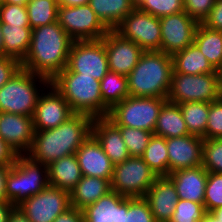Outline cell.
I'll return each mask as SVG.
<instances>
[{"mask_svg": "<svg viewBox=\"0 0 222 222\" xmlns=\"http://www.w3.org/2000/svg\"><path fill=\"white\" fill-rule=\"evenodd\" d=\"M10 166L0 165V201H6V178Z\"/></svg>", "mask_w": 222, "mask_h": 222, "instance_id": "48", "label": "cell"}, {"mask_svg": "<svg viewBox=\"0 0 222 222\" xmlns=\"http://www.w3.org/2000/svg\"><path fill=\"white\" fill-rule=\"evenodd\" d=\"M125 222H156L148 201L144 197L128 198V211Z\"/></svg>", "mask_w": 222, "mask_h": 222, "instance_id": "40", "label": "cell"}, {"mask_svg": "<svg viewBox=\"0 0 222 222\" xmlns=\"http://www.w3.org/2000/svg\"><path fill=\"white\" fill-rule=\"evenodd\" d=\"M53 222H84L83 212L80 209L71 207L58 215Z\"/></svg>", "mask_w": 222, "mask_h": 222, "instance_id": "47", "label": "cell"}, {"mask_svg": "<svg viewBox=\"0 0 222 222\" xmlns=\"http://www.w3.org/2000/svg\"><path fill=\"white\" fill-rule=\"evenodd\" d=\"M222 138V96L209 103L205 139Z\"/></svg>", "mask_w": 222, "mask_h": 222, "instance_id": "42", "label": "cell"}, {"mask_svg": "<svg viewBox=\"0 0 222 222\" xmlns=\"http://www.w3.org/2000/svg\"><path fill=\"white\" fill-rule=\"evenodd\" d=\"M111 181L100 177L82 176L81 180L70 192L71 207L83 210L108 194Z\"/></svg>", "mask_w": 222, "mask_h": 222, "instance_id": "24", "label": "cell"}, {"mask_svg": "<svg viewBox=\"0 0 222 222\" xmlns=\"http://www.w3.org/2000/svg\"><path fill=\"white\" fill-rule=\"evenodd\" d=\"M215 218L222 222V207L209 211Z\"/></svg>", "mask_w": 222, "mask_h": 222, "instance_id": "54", "label": "cell"}, {"mask_svg": "<svg viewBox=\"0 0 222 222\" xmlns=\"http://www.w3.org/2000/svg\"><path fill=\"white\" fill-rule=\"evenodd\" d=\"M202 25L213 31H222V0H216Z\"/></svg>", "mask_w": 222, "mask_h": 222, "instance_id": "45", "label": "cell"}, {"mask_svg": "<svg viewBox=\"0 0 222 222\" xmlns=\"http://www.w3.org/2000/svg\"><path fill=\"white\" fill-rule=\"evenodd\" d=\"M222 96V73H173L167 100L172 103H211Z\"/></svg>", "mask_w": 222, "mask_h": 222, "instance_id": "7", "label": "cell"}, {"mask_svg": "<svg viewBox=\"0 0 222 222\" xmlns=\"http://www.w3.org/2000/svg\"><path fill=\"white\" fill-rule=\"evenodd\" d=\"M49 185L68 191L81 180L82 173L74 154L64 156L48 165Z\"/></svg>", "mask_w": 222, "mask_h": 222, "instance_id": "25", "label": "cell"}, {"mask_svg": "<svg viewBox=\"0 0 222 222\" xmlns=\"http://www.w3.org/2000/svg\"><path fill=\"white\" fill-rule=\"evenodd\" d=\"M173 71L172 55L144 51L127 76L129 96L167 98Z\"/></svg>", "mask_w": 222, "mask_h": 222, "instance_id": "3", "label": "cell"}, {"mask_svg": "<svg viewBox=\"0 0 222 222\" xmlns=\"http://www.w3.org/2000/svg\"><path fill=\"white\" fill-rule=\"evenodd\" d=\"M198 23L183 11L160 17V51L173 55L194 42Z\"/></svg>", "mask_w": 222, "mask_h": 222, "instance_id": "14", "label": "cell"}, {"mask_svg": "<svg viewBox=\"0 0 222 222\" xmlns=\"http://www.w3.org/2000/svg\"><path fill=\"white\" fill-rule=\"evenodd\" d=\"M104 44L110 72L126 77L144 52L135 42L122 37L115 30H109L104 36Z\"/></svg>", "mask_w": 222, "mask_h": 222, "instance_id": "16", "label": "cell"}, {"mask_svg": "<svg viewBox=\"0 0 222 222\" xmlns=\"http://www.w3.org/2000/svg\"><path fill=\"white\" fill-rule=\"evenodd\" d=\"M16 157L15 151L0 137V165L11 166Z\"/></svg>", "mask_w": 222, "mask_h": 222, "instance_id": "46", "label": "cell"}, {"mask_svg": "<svg viewBox=\"0 0 222 222\" xmlns=\"http://www.w3.org/2000/svg\"><path fill=\"white\" fill-rule=\"evenodd\" d=\"M136 8L155 17L184 11V0H136Z\"/></svg>", "mask_w": 222, "mask_h": 222, "instance_id": "36", "label": "cell"}, {"mask_svg": "<svg viewBox=\"0 0 222 222\" xmlns=\"http://www.w3.org/2000/svg\"><path fill=\"white\" fill-rule=\"evenodd\" d=\"M29 0H3V3L26 6Z\"/></svg>", "mask_w": 222, "mask_h": 222, "instance_id": "52", "label": "cell"}, {"mask_svg": "<svg viewBox=\"0 0 222 222\" xmlns=\"http://www.w3.org/2000/svg\"><path fill=\"white\" fill-rule=\"evenodd\" d=\"M90 0H62L58 6L76 7L82 5H88Z\"/></svg>", "mask_w": 222, "mask_h": 222, "instance_id": "51", "label": "cell"}, {"mask_svg": "<svg viewBox=\"0 0 222 222\" xmlns=\"http://www.w3.org/2000/svg\"><path fill=\"white\" fill-rule=\"evenodd\" d=\"M7 222H30L20 208L14 207L8 216Z\"/></svg>", "mask_w": 222, "mask_h": 222, "instance_id": "49", "label": "cell"}, {"mask_svg": "<svg viewBox=\"0 0 222 222\" xmlns=\"http://www.w3.org/2000/svg\"><path fill=\"white\" fill-rule=\"evenodd\" d=\"M173 73L197 75L206 73H222L217 71L207 60L198 46L193 42L184 50L172 55Z\"/></svg>", "mask_w": 222, "mask_h": 222, "instance_id": "26", "label": "cell"}, {"mask_svg": "<svg viewBox=\"0 0 222 222\" xmlns=\"http://www.w3.org/2000/svg\"><path fill=\"white\" fill-rule=\"evenodd\" d=\"M66 68L101 81L110 71L104 37L100 40L74 41Z\"/></svg>", "mask_w": 222, "mask_h": 222, "instance_id": "11", "label": "cell"}, {"mask_svg": "<svg viewBox=\"0 0 222 222\" xmlns=\"http://www.w3.org/2000/svg\"><path fill=\"white\" fill-rule=\"evenodd\" d=\"M216 0H184V11L198 24L208 17Z\"/></svg>", "mask_w": 222, "mask_h": 222, "instance_id": "43", "label": "cell"}, {"mask_svg": "<svg viewBox=\"0 0 222 222\" xmlns=\"http://www.w3.org/2000/svg\"><path fill=\"white\" fill-rule=\"evenodd\" d=\"M14 206L8 201H0V222H7Z\"/></svg>", "mask_w": 222, "mask_h": 222, "instance_id": "50", "label": "cell"}, {"mask_svg": "<svg viewBox=\"0 0 222 222\" xmlns=\"http://www.w3.org/2000/svg\"><path fill=\"white\" fill-rule=\"evenodd\" d=\"M204 139L195 135L166 138L168 175L177 170L202 165Z\"/></svg>", "mask_w": 222, "mask_h": 222, "instance_id": "17", "label": "cell"}, {"mask_svg": "<svg viewBox=\"0 0 222 222\" xmlns=\"http://www.w3.org/2000/svg\"><path fill=\"white\" fill-rule=\"evenodd\" d=\"M157 177L142 157L130 156L114 165L111 189L128 198L144 197Z\"/></svg>", "mask_w": 222, "mask_h": 222, "instance_id": "9", "label": "cell"}, {"mask_svg": "<svg viewBox=\"0 0 222 222\" xmlns=\"http://www.w3.org/2000/svg\"><path fill=\"white\" fill-rule=\"evenodd\" d=\"M4 39V56L23 62L30 46L32 28L30 26H9L1 24Z\"/></svg>", "mask_w": 222, "mask_h": 222, "instance_id": "29", "label": "cell"}, {"mask_svg": "<svg viewBox=\"0 0 222 222\" xmlns=\"http://www.w3.org/2000/svg\"><path fill=\"white\" fill-rule=\"evenodd\" d=\"M0 22L9 26H30L26 6L1 4Z\"/></svg>", "mask_w": 222, "mask_h": 222, "instance_id": "41", "label": "cell"}, {"mask_svg": "<svg viewBox=\"0 0 222 222\" xmlns=\"http://www.w3.org/2000/svg\"><path fill=\"white\" fill-rule=\"evenodd\" d=\"M26 9L32 29L57 22L58 4L54 0H29Z\"/></svg>", "mask_w": 222, "mask_h": 222, "instance_id": "34", "label": "cell"}, {"mask_svg": "<svg viewBox=\"0 0 222 222\" xmlns=\"http://www.w3.org/2000/svg\"><path fill=\"white\" fill-rule=\"evenodd\" d=\"M166 101L167 98L128 96L109 111L107 118L116 126L154 133L160 109Z\"/></svg>", "mask_w": 222, "mask_h": 222, "instance_id": "8", "label": "cell"}, {"mask_svg": "<svg viewBox=\"0 0 222 222\" xmlns=\"http://www.w3.org/2000/svg\"><path fill=\"white\" fill-rule=\"evenodd\" d=\"M57 4H59L62 0H54Z\"/></svg>", "mask_w": 222, "mask_h": 222, "instance_id": "56", "label": "cell"}, {"mask_svg": "<svg viewBox=\"0 0 222 222\" xmlns=\"http://www.w3.org/2000/svg\"><path fill=\"white\" fill-rule=\"evenodd\" d=\"M18 208L30 222H53L58 215L71 208L70 193L49 185Z\"/></svg>", "mask_w": 222, "mask_h": 222, "instance_id": "13", "label": "cell"}, {"mask_svg": "<svg viewBox=\"0 0 222 222\" xmlns=\"http://www.w3.org/2000/svg\"><path fill=\"white\" fill-rule=\"evenodd\" d=\"M122 37L135 42L144 51H160V18L136 7L114 29Z\"/></svg>", "mask_w": 222, "mask_h": 222, "instance_id": "12", "label": "cell"}, {"mask_svg": "<svg viewBox=\"0 0 222 222\" xmlns=\"http://www.w3.org/2000/svg\"><path fill=\"white\" fill-rule=\"evenodd\" d=\"M194 43L211 65L222 72V31H213L198 24L194 34Z\"/></svg>", "mask_w": 222, "mask_h": 222, "instance_id": "30", "label": "cell"}, {"mask_svg": "<svg viewBox=\"0 0 222 222\" xmlns=\"http://www.w3.org/2000/svg\"><path fill=\"white\" fill-rule=\"evenodd\" d=\"M21 68V63L11 57L0 56V88Z\"/></svg>", "mask_w": 222, "mask_h": 222, "instance_id": "44", "label": "cell"}, {"mask_svg": "<svg viewBox=\"0 0 222 222\" xmlns=\"http://www.w3.org/2000/svg\"><path fill=\"white\" fill-rule=\"evenodd\" d=\"M50 84L63 96L74 113L93 118L103 117L100 81L82 73L70 72L66 67Z\"/></svg>", "mask_w": 222, "mask_h": 222, "instance_id": "4", "label": "cell"}, {"mask_svg": "<svg viewBox=\"0 0 222 222\" xmlns=\"http://www.w3.org/2000/svg\"><path fill=\"white\" fill-rule=\"evenodd\" d=\"M144 198L156 222H169L179 200L174 183L167 176L157 177Z\"/></svg>", "mask_w": 222, "mask_h": 222, "instance_id": "20", "label": "cell"}, {"mask_svg": "<svg viewBox=\"0 0 222 222\" xmlns=\"http://www.w3.org/2000/svg\"><path fill=\"white\" fill-rule=\"evenodd\" d=\"M153 134L165 139L189 135L179 104L168 100L163 104Z\"/></svg>", "mask_w": 222, "mask_h": 222, "instance_id": "27", "label": "cell"}, {"mask_svg": "<svg viewBox=\"0 0 222 222\" xmlns=\"http://www.w3.org/2000/svg\"><path fill=\"white\" fill-rule=\"evenodd\" d=\"M202 166L207 172L222 174V138L204 139Z\"/></svg>", "mask_w": 222, "mask_h": 222, "instance_id": "37", "label": "cell"}, {"mask_svg": "<svg viewBox=\"0 0 222 222\" xmlns=\"http://www.w3.org/2000/svg\"><path fill=\"white\" fill-rule=\"evenodd\" d=\"M200 222H220L210 212H206L204 218Z\"/></svg>", "mask_w": 222, "mask_h": 222, "instance_id": "53", "label": "cell"}, {"mask_svg": "<svg viewBox=\"0 0 222 222\" xmlns=\"http://www.w3.org/2000/svg\"><path fill=\"white\" fill-rule=\"evenodd\" d=\"M117 127L120 129L129 155L141 157L144 154L146 147L148 146L153 132L127 126Z\"/></svg>", "mask_w": 222, "mask_h": 222, "instance_id": "35", "label": "cell"}, {"mask_svg": "<svg viewBox=\"0 0 222 222\" xmlns=\"http://www.w3.org/2000/svg\"><path fill=\"white\" fill-rule=\"evenodd\" d=\"M92 135L114 165L130 157L120 129L107 117L94 118Z\"/></svg>", "mask_w": 222, "mask_h": 222, "instance_id": "22", "label": "cell"}, {"mask_svg": "<svg viewBox=\"0 0 222 222\" xmlns=\"http://www.w3.org/2000/svg\"><path fill=\"white\" fill-rule=\"evenodd\" d=\"M33 117L0 112V137L17 155H25L34 140Z\"/></svg>", "mask_w": 222, "mask_h": 222, "instance_id": "18", "label": "cell"}, {"mask_svg": "<svg viewBox=\"0 0 222 222\" xmlns=\"http://www.w3.org/2000/svg\"><path fill=\"white\" fill-rule=\"evenodd\" d=\"M179 106L189 134L205 139L209 103L183 102Z\"/></svg>", "mask_w": 222, "mask_h": 222, "instance_id": "32", "label": "cell"}, {"mask_svg": "<svg viewBox=\"0 0 222 222\" xmlns=\"http://www.w3.org/2000/svg\"><path fill=\"white\" fill-rule=\"evenodd\" d=\"M206 214L200 203L179 199L169 222H200Z\"/></svg>", "mask_w": 222, "mask_h": 222, "instance_id": "38", "label": "cell"}, {"mask_svg": "<svg viewBox=\"0 0 222 222\" xmlns=\"http://www.w3.org/2000/svg\"><path fill=\"white\" fill-rule=\"evenodd\" d=\"M93 120L87 114L75 113L54 129L35 131L31 148L25 155L48 166L59 158L74 154L92 134Z\"/></svg>", "mask_w": 222, "mask_h": 222, "instance_id": "2", "label": "cell"}, {"mask_svg": "<svg viewBox=\"0 0 222 222\" xmlns=\"http://www.w3.org/2000/svg\"><path fill=\"white\" fill-rule=\"evenodd\" d=\"M82 176L112 180L114 164L91 134L75 152Z\"/></svg>", "mask_w": 222, "mask_h": 222, "instance_id": "19", "label": "cell"}, {"mask_svg": "<svg viewBox=\"0 0 222 222\" xmlns=\"http://www.w3.org/2000/svg\"><path fill=\"white\" fill-rule=\"evenodd\" d=\"M0 56H4V39L1 32V22H0Z\"/></svg>", "mask_w": 222, "mask_h": 222, "instance_id": "55", "label": "cell"}, {"mask_svg": "<svg viewBox=\"0 0 222 222\" xmlns=\"http://www.w3.org/2000/svg\"><path fill=\"white\" fill-rule=\"evenodd\" d=\"M89 5L101 22L114 30L136 7V0H90Z\"/></svg>", "mask_w": 222, "mask_h": 222, "instance_id": "28", "label": "cell"}, {"mask_svg": "<svg viewBox=\"0 0 222 222\" xmlns=\"http://www.w3.org/2000/svg\"><path fill=\"white\" fill-rule=\"evenodd\" d=\"M57 21L74 41L100 40L109 32L89 4L58 6Z\"/></svg>", "mask_w": 222, "mask_h": 222, "instance_id": "10", "label": "cell"}, {"mask_svg": "<svg viewBox=\"0 0 222 222\" xmlns=\"http://www.w3.org/2000/svg\"><path fill=\"white\" fill-rule=\"evenodd\" d=\"M38 84L40 87L43 86V91L50 81L21 67L0 88V112L33 117L37 99L41 94Z\"/></svg>", "mask_w": 222, "mask_h": 222, "instance_id": "5", "label": "cell"}, {"mask_svg": "<svg viewBox=\"0 0 222 222\" xmlns=\"http://www.w3.org/2000/svg\"><path fill=\"white\" fill-rule=\"evenodd\" d=\"M141 157L158 177L168 176V153L164 137L153 134Z\"/></svg>", "mask_w": 222, "mask_h": 222, "instance_id": "33", "label": "cell"}, {"mask_svg": "<svg viewBox=\"0 0 222 222\" xmlns=\"http://www.w3.org/2000/svg\"><path fill=\"white\" fill-rule=\"evenodd\" d=\"M73 42L58 21L35 27L21 67L51 81L67 66Z\"/></svg>", "mask_w": 222, "mask_h": 222, "instance_id": "1", "label": "cell"}, {"mask_svg": "<svg viewBox=\"0 0 222 222\" xmlns=\"http://www.w3.org/2000/svg\"><path fill=\"white\" fill-rule=\"evenodd\" d=\"M47 93H41L37 99L33 125L35 131L50 130L66 122L75 113L63 96L52 84L46 86ZM49 92H48V90Z\"/></svg>", "mask_w": 222, "mask_h": 222, "instance_id": "15", "label": "cell"}, {"mask_svg": "<svg viewBox=\"0 0 222 222\" xmlns=\"http://www.w3.org/2000/svg\"><path fill=\"white\" fill-rule=\"evenodd\" d=\"M127 211L128 197L113 190L82 210L84 222H125Z\"/></svg>", "mask_w": 222, "mask_h": 222, "instance_id": "23", "label": "cell"}, {"mask_svg": "<svg viewBox=\"0 0 222 222\" xmlns=\"http://www.w3.org/2000/svg\"><path fill=\"white\" fill-rule=\"evenodd\" d=\"M49 186L48 166L17 155L6 178V201L18 207L29 197Z\"/></svg>", "mask_w": 222, "mask_h": 222, "instance_id": "6", "label": "cell"}, {"mask_svg": "<svg viewBox=\"0 0 222 222\" xmlns=\"http://www.w3.org/2000/svg\"><path fill=\"white\" fill-rule=\"evenodd\" d=\"M167 177L174 183L179 199L200 203L204 206L208 172L202 165L177 170Z\"/></svg>", "mask_w": 222, "mask_h": 222, "instance_id": "21", "label": "cell"}, {"mask_svg": "<svg viewBox=\"0 0 222 222\" xmlns=\"http://www.w3.org/2000/svg\"><path fill=\"white\" fill-rule=\"evenodd\" d=\"M204 206L206 212L222 207V174L208 172Z\"/></svg>", "mask_w": 222, "mask_h": 222, "instance_id": "39", "label": "cell"}, {"mask_svg": "<svg viewBox=\"0 0 222 222\" xmlns=\"http://www.w3.org/2000/svg\"><path fill=\"white\" fill-rule=\"evenodd\" d=\"M100 89L103 100V117H107L116 104L129 96L127 77L110 71L100 81Z\"/></svg>", "mask_w": 222, "mask_h": 222, "instance_id": "31", "label": "cell"}]
</instances>
